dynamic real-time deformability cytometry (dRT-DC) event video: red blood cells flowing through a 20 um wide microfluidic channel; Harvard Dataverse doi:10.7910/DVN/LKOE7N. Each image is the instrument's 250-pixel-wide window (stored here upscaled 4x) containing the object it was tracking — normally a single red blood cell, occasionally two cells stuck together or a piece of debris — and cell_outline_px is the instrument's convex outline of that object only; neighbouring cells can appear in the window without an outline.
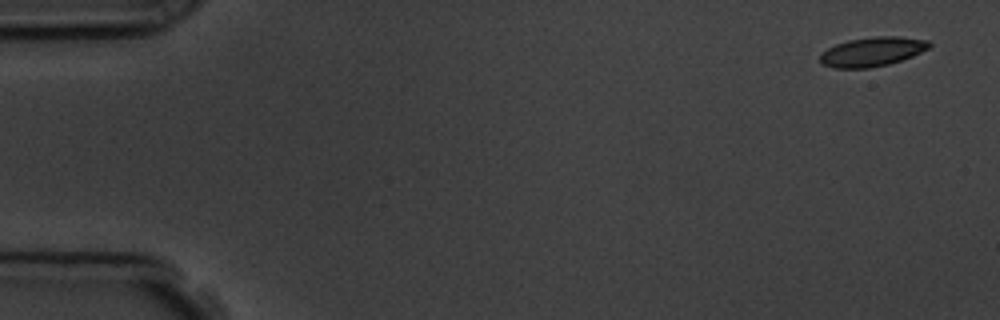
{"species": "common noctule bat (a hibernating species)", "species_latin": "Nyctalus noctula", "temperature_condition": "room temperature", "stored_images_in_passage": 5, "camera_frame_rate_fps": 3000, "um_per_image_px": 0.085, "animal": {"sex": "male", "body_mass_g": 19.5, "forearm_length_mm": 54.6}, "frame": {"image": 1, "passage_image": 1, "time_ms": 0.0, "image_size_px": [1000, 320], "cell_outline_px": [[932, 44], [928, 48], [912, 56], [888, 64], [868, 68], [832, 68], [824, 64], [820, 60], [820, 56], [828, 48], [836, 44], [848, 40], [876, 36], [896, 36], [928, 40]], "centroid_in_image_um": [74.14, 4.39], "position_along_channel_um": 10.9, "area_um2": 18.38}}
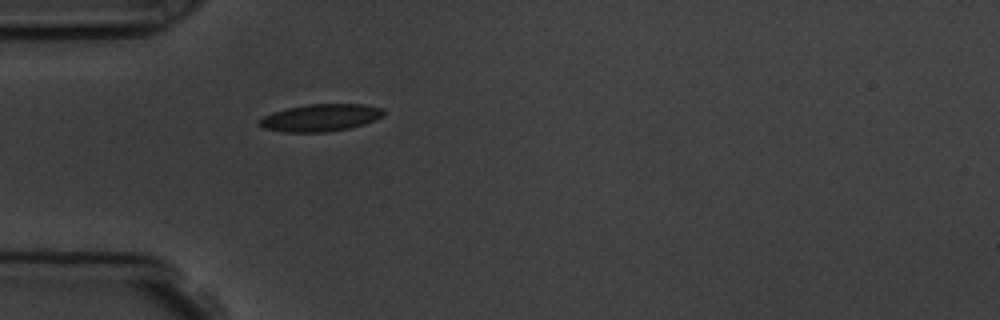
{"frame": {"image": 2, "passage_image": 5, "time_ms": 4.667, "image_size_px": [1000, 320], "cell_outline_px": [[384, 116], [364, 124], [348, 128], [328, 132], [280, 132], [264, 128], [256, 124], [256, 120], [272, 112], [288, 108], [308, 104], [364, 104], [384, 108]], "centroid_in_image_um": [27.21, 10.01], "position_along_channel_um": 57.8, "area_um2": 19.94}}